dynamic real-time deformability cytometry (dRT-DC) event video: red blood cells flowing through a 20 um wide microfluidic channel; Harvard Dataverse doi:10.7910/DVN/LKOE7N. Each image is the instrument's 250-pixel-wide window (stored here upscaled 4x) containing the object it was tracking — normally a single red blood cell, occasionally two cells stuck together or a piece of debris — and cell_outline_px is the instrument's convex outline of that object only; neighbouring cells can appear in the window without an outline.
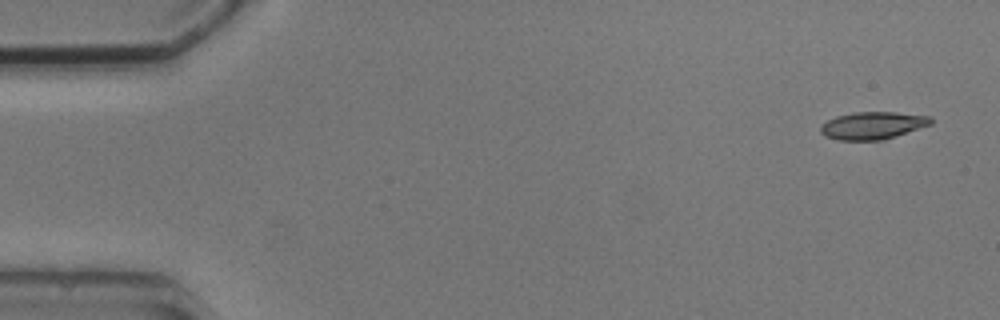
{"species": "common noctule bat (a hibernating species)", "species_latin": "Nyctalus noctula", "temperature_condition": "cold", "stored_images_in_passage": 6, "camera_frame_rate_fps": 3000, "um_per_image_px": 0.085, "animal": {"sex": "male", "body_mass_g": 20.5, "forearm_length_mm": 52.5}, "frame": {"image": 1, "passage_image": 1, "time_ms": 0.0, "image_size_px": [1000, 320], "cell_outline_px": [[932, 124], [884, 140], [840, 140], [824, 136], [820, 132], [820, 124], [836, 116], [856, 112], [896, 112], [928, 116], [932, 120]], "centroid_in_image_um": [74.15, 10.67], "position_along_channel_um": 10.8, "area_um2": 17.63}}
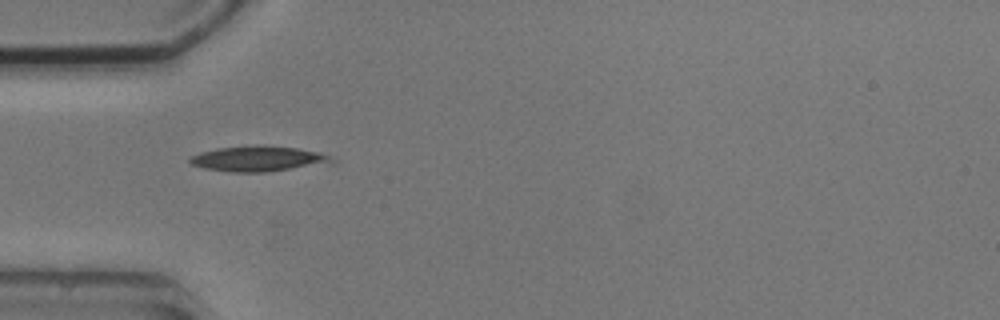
{"frame": {"image": 2, "passage_image": 5, "time_ms": 4.667, "image_size_px": [1000, 320], "cell_outline_px": [[336, 164], [264, 172], [228, 172], [204, 168], [192, 164], [188, 160], [192, 156], [200, 152], [216, 148], [252, 144], [264, 144], [296, 148], [320, 152], [336, 160]], "centroid_in_image_um": [22.03, 13.48], "position_along_channel_um": 63.0, "area_um2": 21.62}}